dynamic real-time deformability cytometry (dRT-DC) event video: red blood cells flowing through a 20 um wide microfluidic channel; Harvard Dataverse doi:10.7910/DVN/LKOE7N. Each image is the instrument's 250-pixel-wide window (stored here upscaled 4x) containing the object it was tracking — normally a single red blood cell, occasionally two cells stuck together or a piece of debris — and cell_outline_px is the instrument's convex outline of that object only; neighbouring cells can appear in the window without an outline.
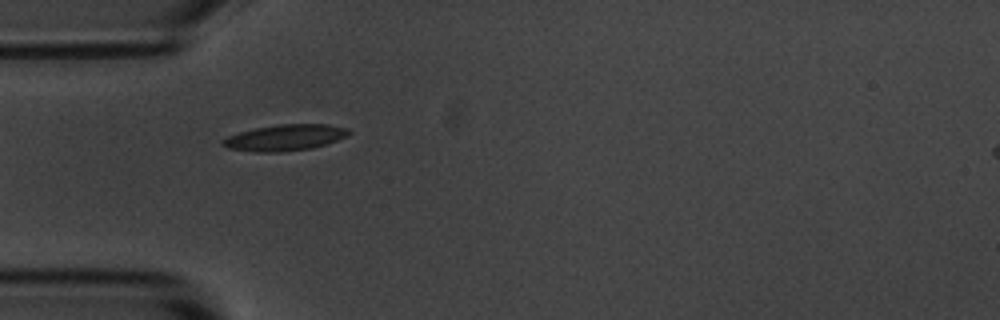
{"species": "common noctule bat (a hibernating species)", "species_latin": "Nyctalus noctula", "temperature_condition": "room temperature", "stored_images_in_passage": 5, "camera_frame_rate_fps": 3000, "um_per_image_px": 0.085, "animal": {"sex": "male", "body_mass_g": 20.1, "forearm_length_mm": 53.5}, "frame": {"image": 1, "passage_image": 2, "time_ms": 1.0, "image_size_px": [1000, 320], "cell_outline_px": [[352, 132], [348, 136], [312, 148], [280, 152], [256, 152], [228, 148], [220, 144], [220, 140], [228, 136], [240, 132], [256, 128], [280, 124], [328, 124], [348, 128]], "centroid_in_image_um": [24.22, 11.69], "position_along_channel_um": 60.8, "area_um2": 19.19}}
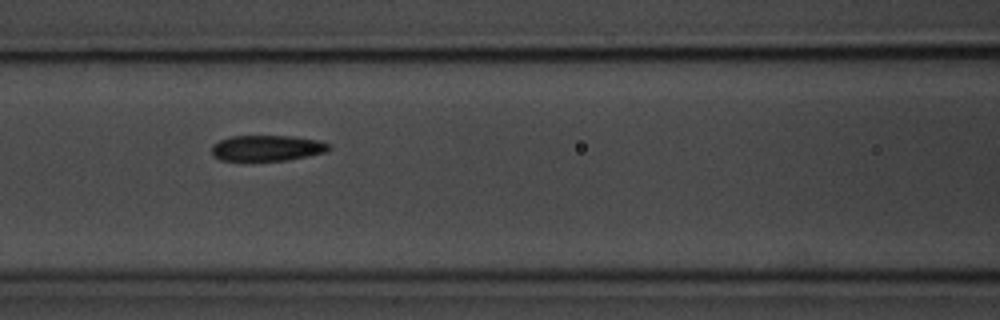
{"frame": {"image": 2, "passage_image": 4, "time_ms": 3.333, "image_size_px": [1000, 320], "cell_outline_px": [[332, 148], [328, 152], [288, 160], [220, 160], [212, 156], [212, 144], [220, 140], [232, 136], [292, 136], [320, 140], [328, 144]], "centroid_in_image_um": [22.72, 12.58], "position_along_channel_um": 143.9, "area_um2": 17.69}}
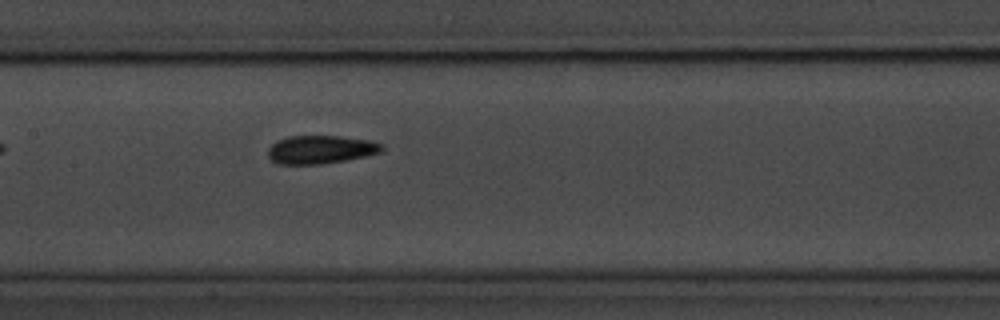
{"frame": {"image": 3, "passage_image": 5, "time_ms": 4.333, "image_size_px": [1000, 320], "cell_outline_px": [[384, 148], [380, 152], [364, 156], [344, 160], [320, 164], [276, 164], [268, 156], [268, 148], [276, 140], [288, 136], [340, 136], [372, 140], [384, 144]], "centroid_in_image_um": [27.25, 12.7], "position_along_channel_um": 180.2, "area_um2": 18.84}}